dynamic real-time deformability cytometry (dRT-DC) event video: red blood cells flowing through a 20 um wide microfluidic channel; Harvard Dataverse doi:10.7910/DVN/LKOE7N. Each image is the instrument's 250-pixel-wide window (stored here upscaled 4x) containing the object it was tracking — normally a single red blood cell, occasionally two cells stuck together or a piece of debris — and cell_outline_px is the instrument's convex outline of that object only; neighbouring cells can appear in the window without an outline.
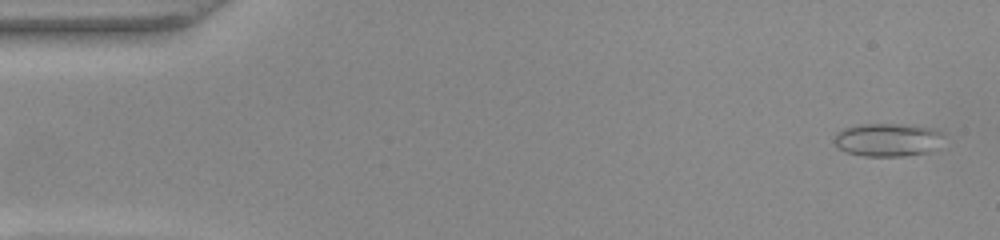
{"species": "common noctule bat (a hibernating species)", "species_latin": "Nyctalus noctula", "temperature_condition": "warm", "stored_images_in_passage": 11, "camera_frame_rate_fps": 3000, "um_per_image_px": 0.085, "animal": {"sex": "female", "body_mass_g": 22.0, "forearm_length_mm": 56.7}, "frame": {"image": 1, "passage_image": 2, "time_ms": 0.333, "image_size_px": [1000, 240], "cell_outline_px": [[944, 136], [928, 152], [904, 156], [864, 156], [844, 152], [836, 148], [832, 140], [836, 132], [844, 128], [860, 124], [916, 124], [936, 128], [944, 132]], "centroid_in_image_um": [75.4, 11.86], "position_along_channel_um": 9.6, "area_um2": 21.62}}